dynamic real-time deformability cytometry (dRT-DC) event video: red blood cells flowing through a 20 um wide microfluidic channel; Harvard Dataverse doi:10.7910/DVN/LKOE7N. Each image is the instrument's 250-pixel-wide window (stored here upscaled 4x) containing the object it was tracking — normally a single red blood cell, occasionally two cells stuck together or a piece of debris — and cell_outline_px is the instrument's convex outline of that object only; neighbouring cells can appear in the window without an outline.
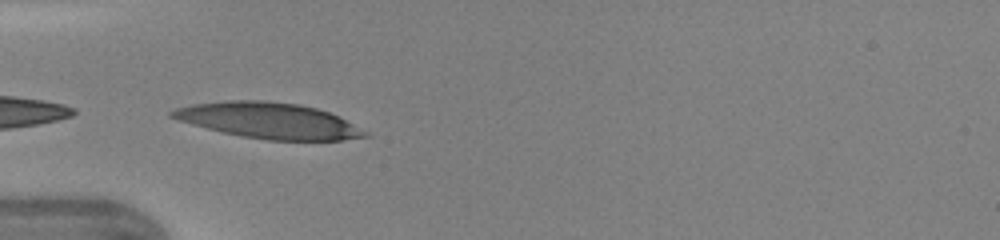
{"species": "human", "species_latin": "Homo sapiens", "temperature_condition": "warm", "stored_images_in_passage": 7, "camera_frame_rate_fps": 3000, "um_per_image_px": 0.085, "donor": {"sex": "female"}, "frame": {"image": 1, "passage_image": 1, "time_ms": 0.0, "image_size_px": [1000, 240], "cell_outline_px": [[372, 136], [344, 140], [268, 140], [244, 136], [224, 132], [192, 124], [168, 116], [168, 112], [176, 108], [192, 104], [228, 100], [264, 100], [300, 104], [316, 108], [340, 116], [368, 132]], "centroid_in_image_um": [22.89, 10.24], "position_along_channel_um": 62.1, "area_um2": 40.17}}